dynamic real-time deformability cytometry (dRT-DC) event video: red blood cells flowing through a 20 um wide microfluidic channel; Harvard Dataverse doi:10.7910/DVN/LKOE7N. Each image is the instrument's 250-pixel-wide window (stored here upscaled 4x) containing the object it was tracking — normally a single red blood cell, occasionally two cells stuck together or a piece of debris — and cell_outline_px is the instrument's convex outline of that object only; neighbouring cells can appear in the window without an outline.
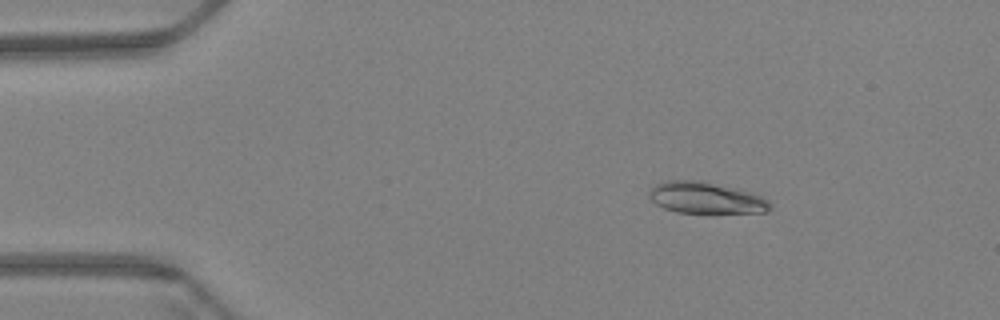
{"species": "Egyptian fruit bat (a non-hibernating species)", "species_latin": "Rousettus aegyptiacus", "temperature_condition": "warm", "stored_images_in_passage": 61, "camera_frame_rate_fps": 3000, "um_per_image_px": 0.085, "animal": {"sex": "female"}, "frame": {"image": 1, "passage_image": 10, "time_ms": 3.0, "image_size_px": [1000, 320], "cell_outline_px": [[772, 208], [768, 212], [708, 216], [676, 212], [664, 208], [656, 204], [648, 196], [648, 192], [656, 184], [668, 180], [700, 180], [740, 188], [756, 192], [764, 196], [772, 204]], "centroid_in_image_um": [60.12, 16.87], "position_along_channel_um": 24.9, "area_um2": 23.81}}
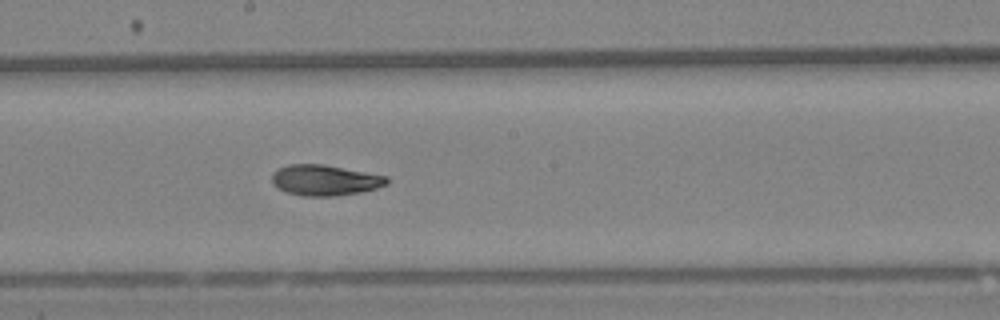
{"frame": {"image": 2, "passage_image": 34, "time_ms": 11.0, "image_size_px": [1000, 320], "cell_outline_px": [[388, 184], [376, 188], [360, 192], [336, 196], [304, 196], [288, 192], [276, 188], [272, 184], [272, 172], [288, 164], [324, 164], [388, 176]], "centroid_in_image_um": [27.61, 15.31], "position_along_channel_um": 220.6, "area_um2": 20.63}}
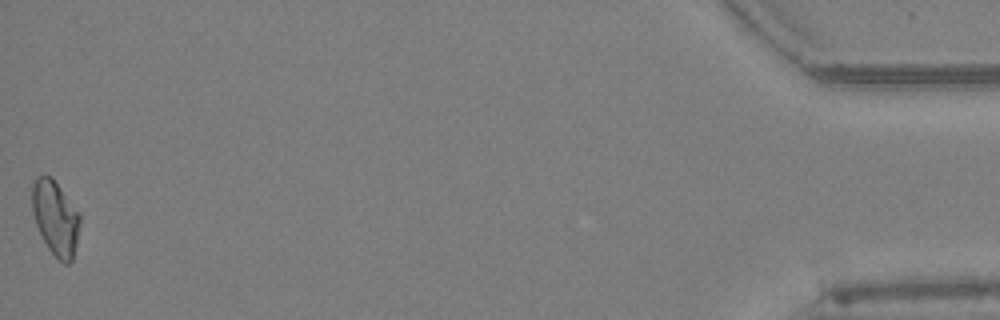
{"frame": {"image": 3, "passage_image": 61, "time_ms": 20.0, "image_size_px": [1000, 320], "cell_outline_px": [[80, 224], [76, 244], [72, 260], [68, 264], [64, 264], [48, 248], [36, 224], [32, 212], [32, 184], [36, 176], [52, 176], [80, 212]], "centroid_in_image_um": [4.72, 18.48], "position_along_channel_um": 430.5, "area_um2": 20.81}, "authors_computed_cell_mechanics": {"area_um2": 20.9236, "velocity_mm_per_s": 3.3985, "shape_relaxation_time_tau1_ms": null, "shape_relaxation_time_tau2_ms": 5.5201, "deformation_change_tau1": null, "deformation_change_tau2": 0.0939}}